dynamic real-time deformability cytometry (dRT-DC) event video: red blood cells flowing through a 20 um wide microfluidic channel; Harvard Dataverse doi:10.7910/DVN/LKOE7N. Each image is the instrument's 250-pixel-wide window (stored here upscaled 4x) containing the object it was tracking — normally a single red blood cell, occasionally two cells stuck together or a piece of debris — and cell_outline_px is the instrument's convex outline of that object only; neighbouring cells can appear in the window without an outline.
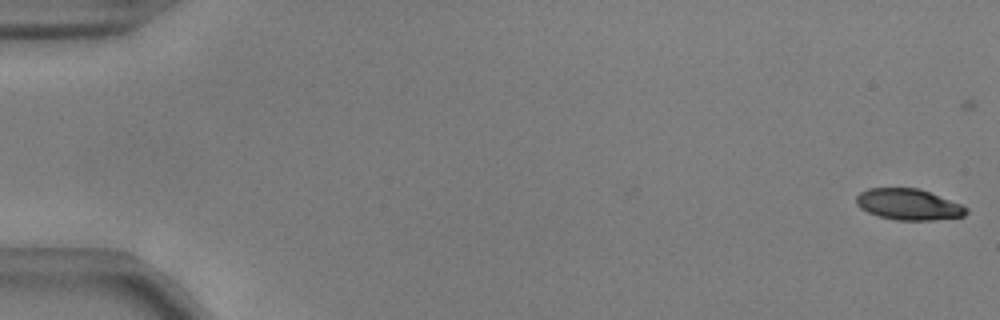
{"species": "common noctule bat (a hibernating species)", "species_latin": "Nyctalus noctula", "temperature_condition": "warm", "stored_images_in_passage": 55, "camera_frame_rate_fps": 3000, "um_per_image_px": 0.085, "animal": {"sex": "male", "body_mass_g": 17.9, "forearm_length_mm": 54.2}, "frame": {"image": 1, "passage_image": 1, "time_ms": 0.0, "image_size_px": [1000, 320], "cell_outline_px": [[968, 212], [964, 216], [932, 220], [896, 220], [880, 216], [868, 212], [860, 208], [856, 204], [856, 196], [860, 192], [868, 188], [920, 188], [960, 204], [968, 208]], "centroid_in_image_um": [77.21, 17.37], "position_along_channel_um": 7.8, "area_um2": 19.88}}
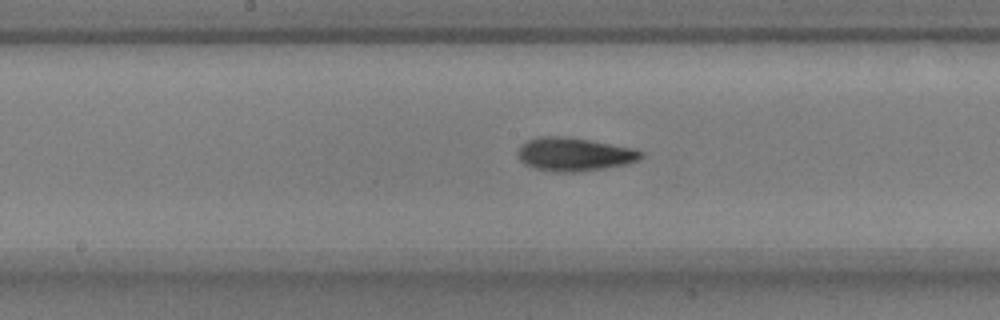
{"frame": {"image": 2, "passage_image": 29, "time_ms": 9.333, "image_size_px": [1000, 320], "cell_outline_px": [[644, 156], [628, 164], [604, 168], [576, 172], [556, 172], [536, 168], [524, 164], [520, 160], [516, 152], [528, 140], [540, 136], [568, 136], [636, 148], [644, 152]], "centroid_in_image_um": [48.85, 13.11], "position_along_channel_um": 199.4, "area_um2": 24.1}}
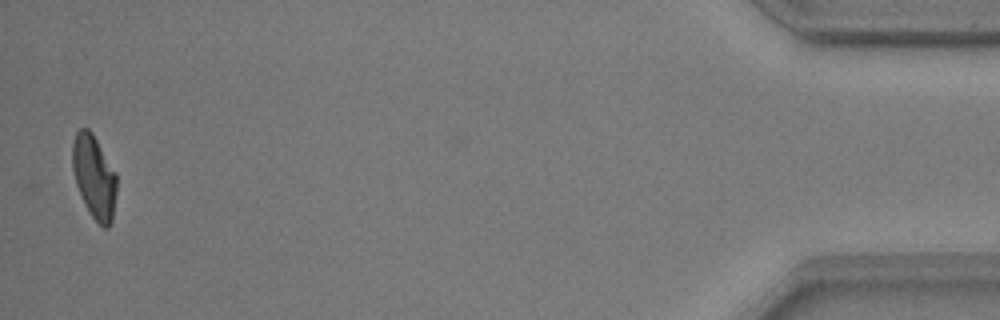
{"frame": {"image": 3, "passage_image": 54, "time_ms": 17.667, "image_size_px": [1000, 320], "cell_outline_px": [[116, 192], [112, 220], [108, 228], [104, 228], [92, 216], [84, 204], [76, 184], [72, 168], [72, 144], [76, 132], [80, 128], [88, 128], [92, 132], [116, 172]], "centroid_in_image_um": [7.99, 15.01], "position_along_channel_um": 427.2, "area_um2": 21.44}, "authors_computed_cell_mechanics": {"area_um2": 22.3686, "velocity_mm_per_s": 3.7348, "shape_relaxation_time_tau1_ms": 4.099, "shape_relaxation_time_tau2_ms": 2.4297, "deformation_change_tau1": 0.1966, "deformation_change_tau2": 0.0938}}